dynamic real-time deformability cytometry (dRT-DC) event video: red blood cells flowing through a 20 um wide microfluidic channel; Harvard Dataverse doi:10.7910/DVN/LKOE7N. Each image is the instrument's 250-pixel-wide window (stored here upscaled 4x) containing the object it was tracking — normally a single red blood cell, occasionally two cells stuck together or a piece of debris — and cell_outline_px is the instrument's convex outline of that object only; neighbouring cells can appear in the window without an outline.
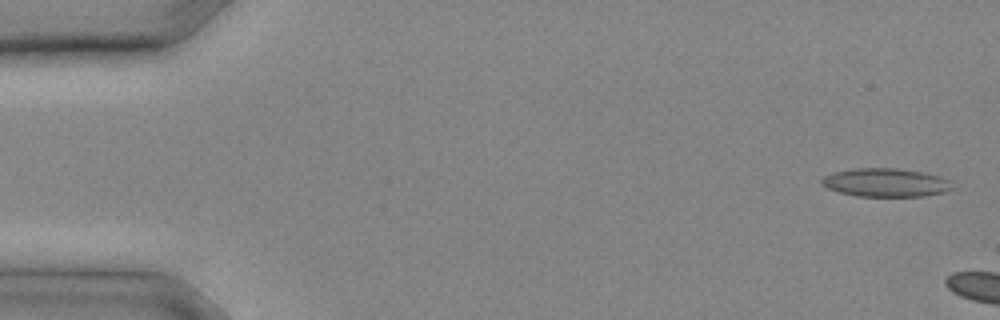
{"species": "common noctule bat (a hibernating species)", "species_latin": "Nyctalus noctula", "temperature_condition": "cold", "stored_images_in_passage": 3, "camera_frame_rate_fps": 3000, "um_per_image_px": 0.085, "animal": {"sex": "male", "body_mass_g": 20.4}, "frame": {"image": 1, "passage_image": 1, "time_ms": 0.0, "image_size_px": [1000, 320], "cell_outline_px": [[952, 188], [944, 192], [924, 196], [856, 196], [840, 192], [828, 188], [820, 184], [820, 180], [824, 176], [832, 172], [852, 168], [896, 168], [920, 172], [940, 176], [948, 180]], "centroid_in_image_um": [75.22, 15.51], "position_along_channel_um": 9.8, "area_um2": 21.56}}